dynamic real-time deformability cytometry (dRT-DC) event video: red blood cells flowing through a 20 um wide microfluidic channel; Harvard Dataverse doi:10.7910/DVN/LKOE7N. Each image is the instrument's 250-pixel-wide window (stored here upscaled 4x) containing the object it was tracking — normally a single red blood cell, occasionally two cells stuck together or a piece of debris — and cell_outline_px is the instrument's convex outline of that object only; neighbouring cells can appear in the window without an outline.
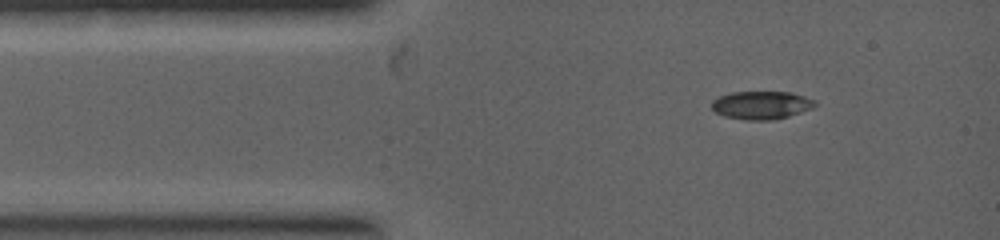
{"species": "common noctule bat (a hibernating species)", "species_latin": "Nyctalus noctula", "temperature_condition": "warm", "stored_images_in_passage": 2, "camera_frame_rate_fps": 5000, "um_per_image_px": 0.085, "animal": {"sex": "female", "body_mass_g": 19.0, "forearm_length_mm": 53.3}, "frame": {"image": 1, "passage_image": 1, "time_ms": 0.0, "image_size_px": [1000, 240], "cell_outline_px": [[816, 104], [812, 108], [788, 116], [772, 120], [748, 120], [724, 116], [716, 112], [712, 108], [712, 100], [720, 96], [732, 92], [792, 92], [816, 100]], "centroid_in_image_um": [64.72, 8.93], "position_along_channel_um": 20.3, "area_um2": 16.82}}